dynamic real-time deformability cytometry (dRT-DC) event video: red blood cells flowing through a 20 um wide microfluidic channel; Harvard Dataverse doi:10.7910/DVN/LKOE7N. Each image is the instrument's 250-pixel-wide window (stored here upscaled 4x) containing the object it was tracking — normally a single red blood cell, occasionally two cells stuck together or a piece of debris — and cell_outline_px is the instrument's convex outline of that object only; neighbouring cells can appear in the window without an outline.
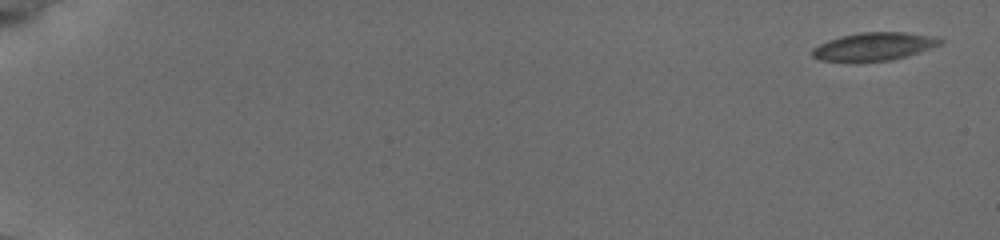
{"species": "common noctule bat (a hibernating species)", "species_latin": "Nyctalus noctula", "temperature_condition": "cold", "stored_images_in_passage": 55, "camera_frame_rate_fps": 3000, "um_per_image_px": 0.085, "animal": {"sex": "female", "body_mass_g": 19.5, "forearm_length_mm": 54.1}, "frame": {"image": 1, "passage_image": 1, "time_ms": 0.0, "image_size_px": [1000, 240], "cell_outline_px": [[944, 44], [908, 56], [888, 60], [856, 64], [852, 64], [820, 60], [812, 56], [812, 48], [828, 40], [840, 36], [860, 32], [904, 32], [936, 36], [944, 40]], "centroid_in_image_um": [74.29, 3.98], "position_along_channel_um": 10.7, "area_um2": 21.73}}
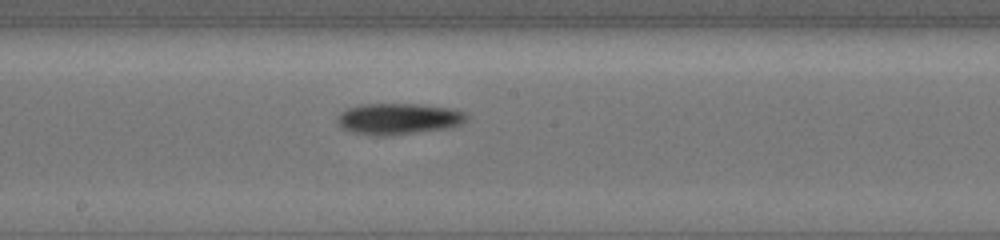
{"frame": {"image": 2, "passage_image": 32, "time_ms": 10.333, "image_size_px": [1000, 240], "cell_outline_px": [[468, 120], [452, 128], [388, 136], [372, 136], [352, 132], [344, 128], [336, 120], [336, 116], [344, 108], [360, 104], [416, 104], [448, 108], [464, 112], [468, 116]], "centroid_in_image_um": [33.84, 10.11], "position_along_channel_um": 214.4, "area_um2": 23.81}}
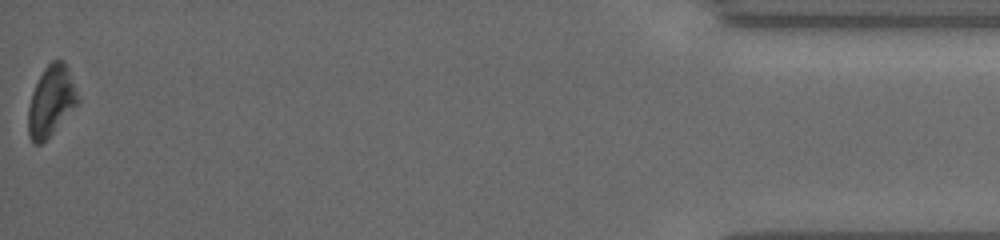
{"frame": {"image": 3, "passage_image": 55, "time_ms": 18.0, "image_size_px": [1000, 240], "cell_outline_px": [[80, 100], [52, 132], [40, 144], [32, 144], [28, 136], [28, 108], [32, 92], [44, 68], [52, 60], [64, 60], [68, 68]], "centroid_in_image_um": [4.32, 8.57], "position_along_channel_um": 430.9, "area_um2": 19.94}, "authors_computed_cell_mechanics": {"area_um2": 21.7328, "velocity_mm_per_s": 3.8135, "shape_relaxation_time_tau1_ms": 1.6208, "shape_relaxation_time_tau2_ms": null, "deformation_change_tau1": 0.1092, "deformation_change_tau2": null}}